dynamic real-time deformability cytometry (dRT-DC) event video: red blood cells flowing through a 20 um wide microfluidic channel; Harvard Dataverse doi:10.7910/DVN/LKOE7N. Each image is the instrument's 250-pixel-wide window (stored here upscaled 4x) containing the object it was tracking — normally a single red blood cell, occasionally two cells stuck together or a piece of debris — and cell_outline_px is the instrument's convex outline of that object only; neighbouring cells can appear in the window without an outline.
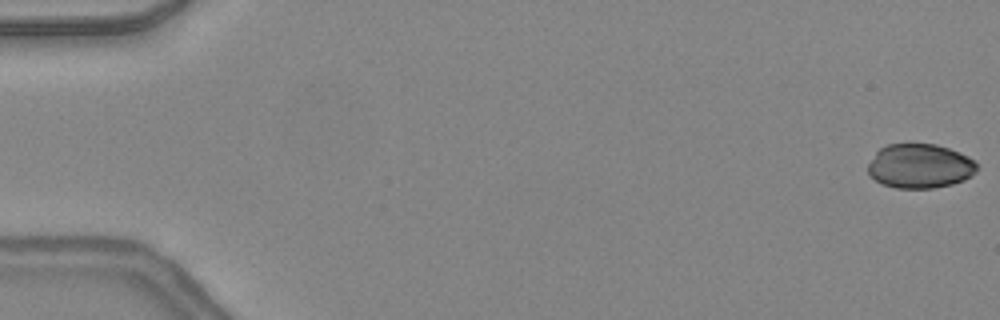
{"species": "common noctule bat (a hibernating species)", "species_latin": "Nyctalus noctula", "temperature_condition": "warm", "stored_images_in_passage": 48, "camera_frame_rate_fps": 3000, "um_per_image_px": 0.085, "animal": {"sex": "female", "body_mass_g": 24.6, "forearm_length_mm": 56.2}, "frame": {"image": 1, "passage_image": 1, "time_ms": 0.0, "image_size_px": [1000, 320], "cell_outline_px": [[976, 172], [972, 176], [964, 180], [952, 184], [932, 188], [896, 188], [880, 184], [868, 172], [868, 164], [876, 152], [880, 148], [888, 144], [936, 144], [948, 148], [968, 156], [976, 164]], "centroid_in_image_um": [78.18, 14.12], "position_along_channel_um": 6.8, "area_um2": 28.09}}
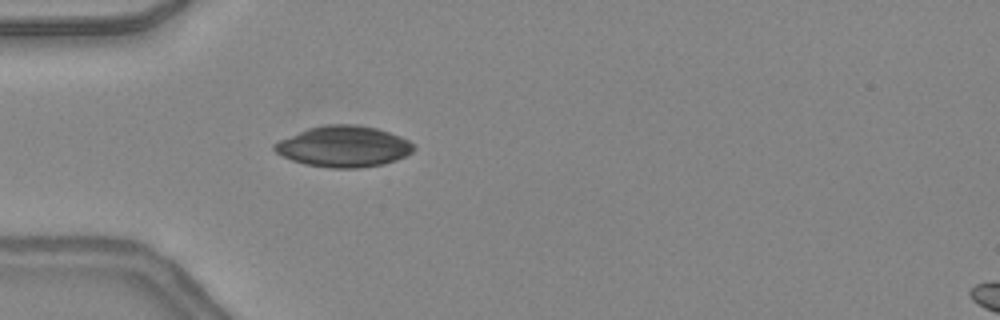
{"frame": {"image": 2, "passage_image": 15, "time_ms": 4.667, "image_size_px": [1000, 320], "cell_outline_px": [[416, 148], [412, 152], [396, 160], [384, 164], [356, 168], [332, 168], [304, 164], [292, 160], [276, 152], [272, 148], [272, 144], [280, 140], [308, 128], [324, 124], [356, 124], [376, 128], [400, 136], [416, 144]], "centroid_in_image_um": [29.22, 12.45], "position_along_channel_um": 55.8, "area_um2": 33.29}}
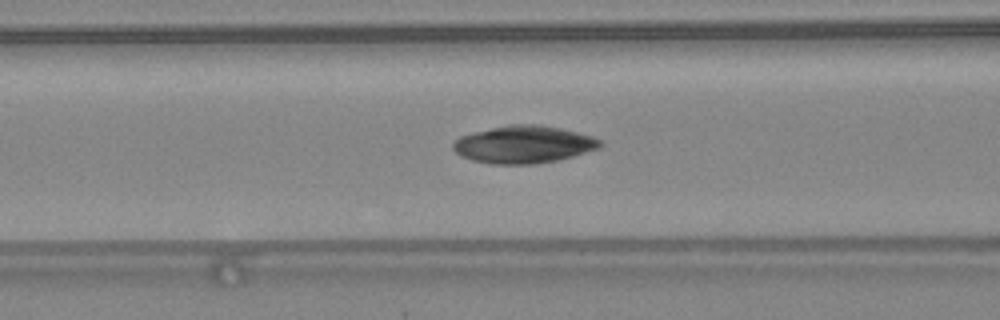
{"frame": {"image": 3, "passage_image": 20, "time_ms": 6.333, "image_size_px": [1000, 320], "cell_outline_px": [[604, 144], [600, 148], [572, 156], [556, 160], [536, 164], [492, 164], [472, 160], [460, 156], [452, 148], [452, 144], [460, 136], [508, 124], [536, 124], [560, 128], [592, 136], [600, 140]], "centroid_in_image_um": [44.51, 12.28], "position_along_channel_um": 122.1, "area_um2": 31.96}}